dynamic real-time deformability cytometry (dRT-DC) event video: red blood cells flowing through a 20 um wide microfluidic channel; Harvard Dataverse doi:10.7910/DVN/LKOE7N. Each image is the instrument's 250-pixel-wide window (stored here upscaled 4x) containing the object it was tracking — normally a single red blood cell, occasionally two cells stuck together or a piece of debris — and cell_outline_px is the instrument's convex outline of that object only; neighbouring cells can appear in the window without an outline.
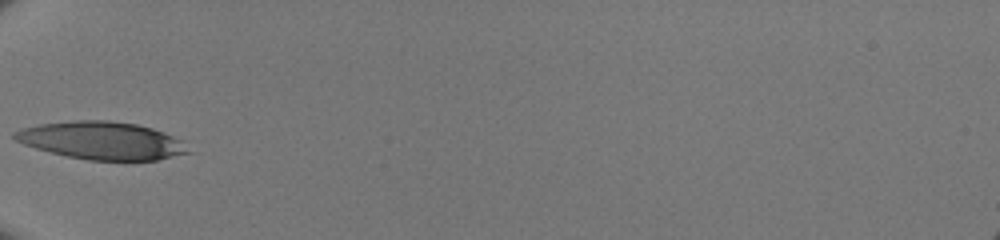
{"species": "human", "species_latin": "Homo sapiens", "temperature_condition": "room temperature", "stored_images_in_passage": 25, "camera_frame_rate_fps": 3000, "um_per_image_px": 0.085, "donor": {"sex": "male"}, "frame": {"image": 1, "passage_image": 1, "time_ms": 0.0, "image_size_px": [1000, 240], "cell_outline_px": [[192, 152], [156, 160], [88, 160], [68, 156], [36, 148], [24, 144], [16, 140], [12, 136], [12, 132], [24, 128], [40, 124], [76, 120], [108, 120], [136, 124], [152, 128], [172, 136], [180, 140]], "centroid_in_image_um": [8.64, 11.94], "position_along_channel_um": 76.4, "area_um2": 37.74}}
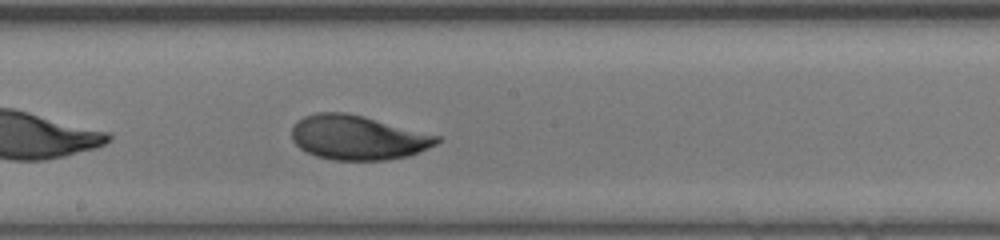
{"frame": {"image": 2, "passage_image": 11, "time_ms": 3.333, "image_size_px": [1000, 240], "cell_outline_px": [[440, 140], [436, 144], [408, 156], [384, 160], [332, 160], [316, 156], [300, 148], [292, 140], [292, 128], [304, 116], [316, 112], [344, 112], [364, 116], [440, 136]], "centroid_in_image_um": [30.4, 11.69], "position_along_channel_um": 217.8, "area_um2": 37.34}}
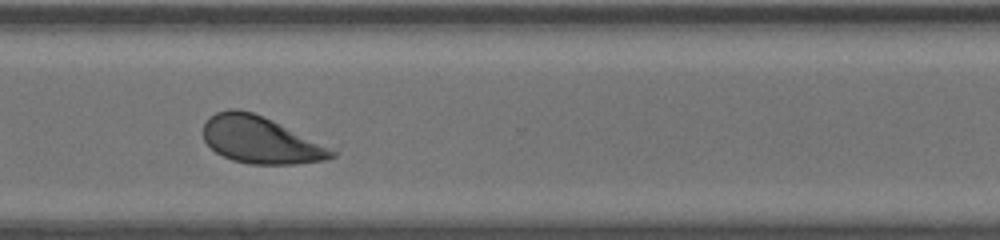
{"frame": {"image": 3, "passage_image": 20, "time_ms": 6.333, "image_size_px": [1000, 240], "cell_outline_px": [[336, 156], [328, 160], [296, 164], [248, 164], [232, 160], [216, 152], [204, 140], [204, 124], [216, 112], [228, 108], [236, 108], [252, 112], [272, 120], [336, 152]], "centroid_in_image_um": [22.11, 11.91], "position_along_channel_um": 348.5, "area_um2": 34.51}}